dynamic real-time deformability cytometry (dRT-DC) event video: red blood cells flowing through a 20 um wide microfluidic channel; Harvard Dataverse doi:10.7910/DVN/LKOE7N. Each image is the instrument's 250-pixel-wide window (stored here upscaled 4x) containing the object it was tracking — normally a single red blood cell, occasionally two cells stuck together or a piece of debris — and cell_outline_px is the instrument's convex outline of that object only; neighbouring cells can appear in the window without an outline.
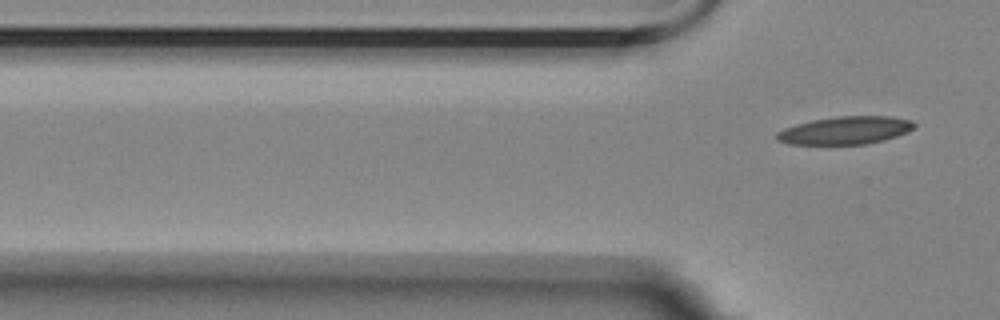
{"species": "Egyptian fruit bat (a non-hibernating species)", "species_latin": "Rousettus aegyptiacus", "temperature_condition": "room temperature", "stored_images_in_passage": 3, "camera_frame_rate_fps": 3000, "um_per_image_px": 0.085, "animal": {"sex": "female"}, "frame": {"image": 1, "passage_image": 3, "time_ms": 0.667, "image_size_px": [1000, 320], "cell_outline_px": [[916, 124], [908, 132], [884, 140], [868, 144], [788, 144], [780, 140], [776, 136], [776, 132], [784, 128], [796, 124], [812, 120], [836, 116], [888, 116], [912, 120]], "centroid_in_image_um": [71.86, 11.07], "position_along_channel_um": 53.9, "area_um2": 22.25}}